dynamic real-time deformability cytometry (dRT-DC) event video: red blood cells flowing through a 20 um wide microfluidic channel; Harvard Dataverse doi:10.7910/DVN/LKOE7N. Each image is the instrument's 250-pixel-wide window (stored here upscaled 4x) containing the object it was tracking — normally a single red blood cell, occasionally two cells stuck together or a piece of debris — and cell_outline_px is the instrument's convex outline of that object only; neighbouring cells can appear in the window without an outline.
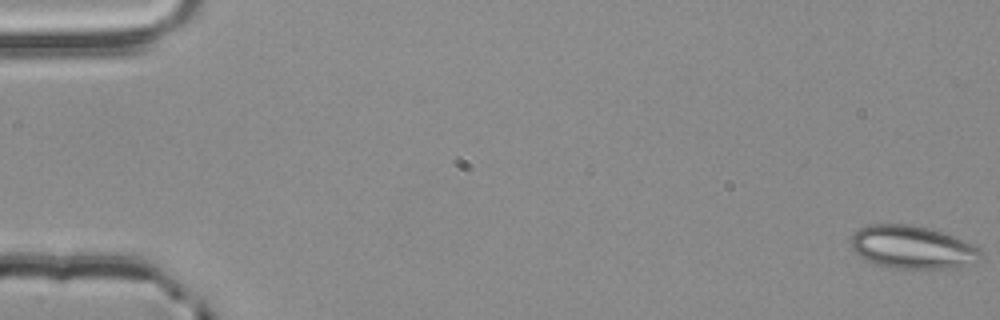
{"species": "common noctule bat (a hibernating species)", "species_latin": "Nyctalus noctula", "temperature_condition": "room temperature", "stored_images_in_passage": 55, "camera_frame_rate_fps": 3000, "um_per_image_px": 0.085, "animal": {"sex": "male", "body_mass_g": 20.4}, "frame": {"image": 1, "passage_image": 1, "time_ms": 0.0, "image_size_px": [1000, 320], "cell_outline_px": [[984, 256], [976, 264], [912, 272], [888, 268], [876, 264], [868, 260], [856, 252], [852, 248], [852, 236], [860, 228], [872, 224], [912, 224], [928, 228], [952, 236], [972, 244], [980, 248], [984, 252]], "centroid_in_image_um": [77.62, 21.07], "position_along_channel_um": 7.4, "area_um2": 33.18}}
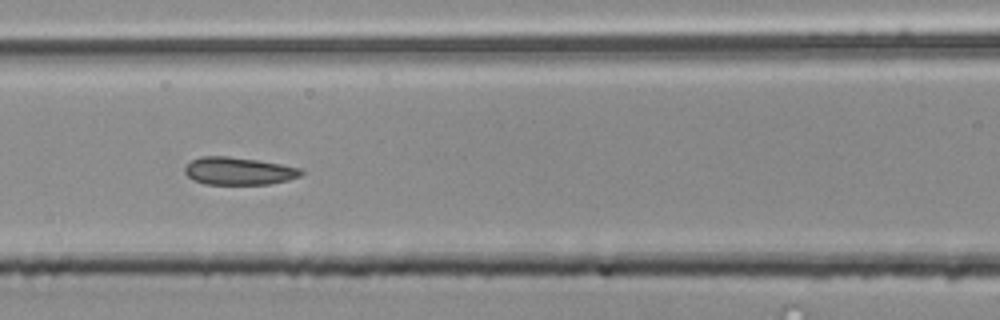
{"frame": {"image": 2, "passage_image": 25, "time_ms": 8.0, "image_size_px": [1000, 320], "cell_outline_px": [[304, 172], [300, 176], [288, 180], [268, 184], [204, 184], [192, 180], [184, 172], [184, 168], [192, 160], [200, 156], [228, 156], [256, 160], [280, 164], [300, 168]], "centroid_in_image_um": [20.26, 14.54], "position_along_channel_um": 146.3, "area_um2": 18.67}}
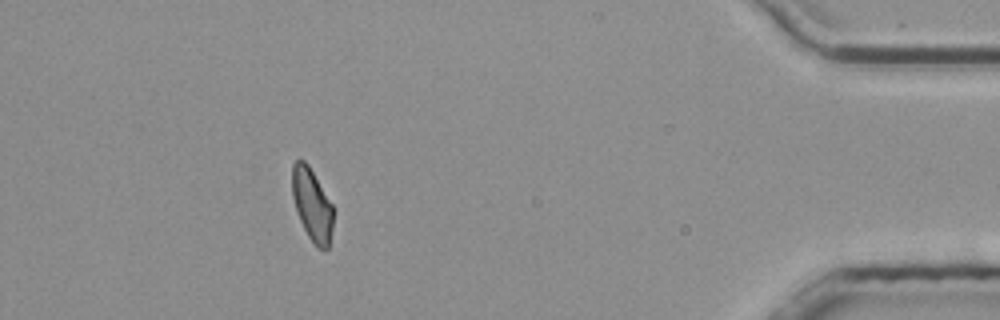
{"frame": {"image": 3, "passage_image": 50, "time_ms": 16.333, "image_size_px": [1000, 320], "cell_outline_px": [[332, 228], [328, 248], [316, 248], [308, 236], [300, 220], [292, 196], [292, 164], [296, 160], [304, 160], [308, 164], [332, 204]], "centroid_in_image_um": [26.51, 17.39], "position_along_channel_um": 408.7, "area_um2": 17.05}, "authors_computed_cell_mechanics": {"area_um2": 18.9584, "velocity_mm_per_s": 3.8371, "shape_relaxation_time_tau1_ms": null, "shape_relaxation_time_tau2_ms": 2.9233, "deformation_change_tau1": null, "deformation_change_tau2": 0.0841}}